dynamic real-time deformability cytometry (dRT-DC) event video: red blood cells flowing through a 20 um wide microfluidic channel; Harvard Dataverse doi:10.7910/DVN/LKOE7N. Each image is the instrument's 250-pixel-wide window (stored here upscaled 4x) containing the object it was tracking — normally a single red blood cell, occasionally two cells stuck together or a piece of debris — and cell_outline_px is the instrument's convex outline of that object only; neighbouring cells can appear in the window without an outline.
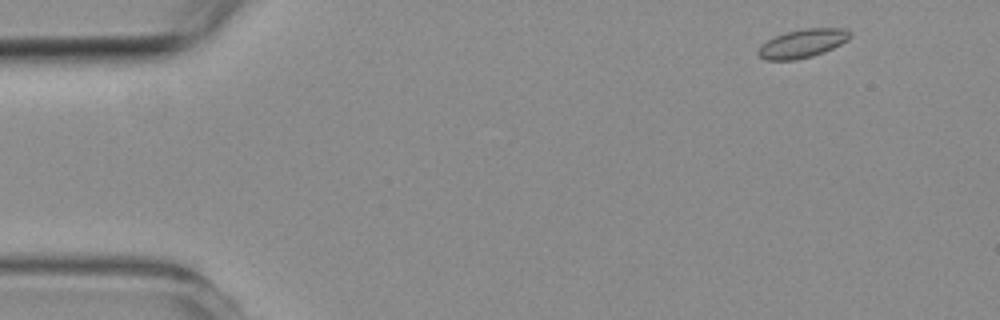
{"species": "common noctule bat (a hibernating species)", "species_latin": "Nyctalus noctula", "temperature_condition": "room temperature", "stored_images_in_passage": 3, "camera_frame_rate_fps": 3000, "um_per_image_px": 0.085, "animal": {"sex": "female", "body_mass_g": 19.3, "forearm_length_mm": 54.1}, "frame": {"image": 1, "passage_image": 1, "time_ms": 0.0, "image_size_px": [1000, 320], "cell_outline_px": [[852, 36], [848, 40], [824, 52], [812, 56], [796, 60], [764, 60], [756, 52], [760, 44], [776, 36], [788, 32], [808, 28], [840, 28], [852, 32]], "centroid_in_image_um": [68.2, 3.7], "position_along_channel_um": 16.8, "area_um2": 15.2}}
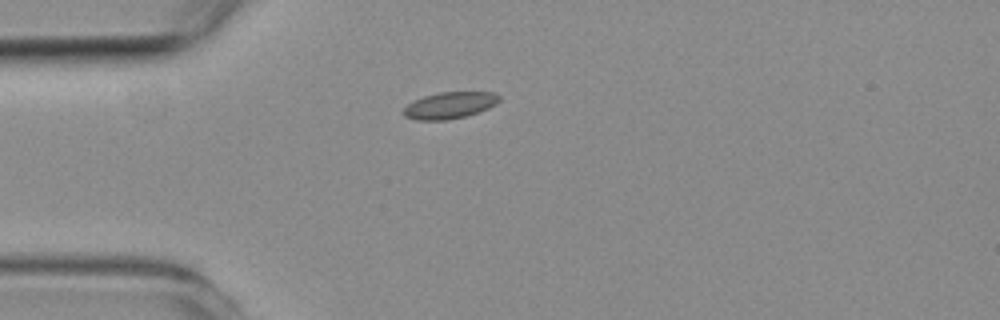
{"frame": {"image": 2, "passage_image": 3, "time_ms": 3.0, "image_size_px": [1000, 320], "cell_outline_px": [[500, 100], [496, 104], [488, 108], [464, 116], [448, 120], [416, 120], [404, 116], [404, 108], [412, 100], [424, 96], [440, 92], [492, 92], [500, 96]], "centroid_in_image_um": [38.2, 8.94], "position_along_channel_um": 46.8, "area_um2": 14.74}}